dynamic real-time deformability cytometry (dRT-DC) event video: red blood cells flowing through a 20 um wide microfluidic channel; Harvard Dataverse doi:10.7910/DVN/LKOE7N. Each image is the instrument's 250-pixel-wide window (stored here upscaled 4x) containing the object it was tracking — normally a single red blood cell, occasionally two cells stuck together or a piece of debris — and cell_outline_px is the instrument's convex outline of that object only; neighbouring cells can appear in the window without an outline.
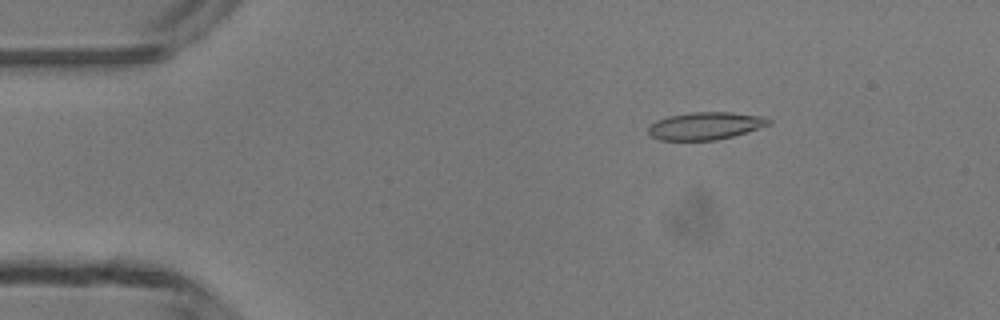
{"species": "common noctule bat (a hibernating species)", "species_latin": "Nyctalus noctula", "temperature_condition": "room temperature", "stored_images_in_passage": 49, "camera_frame_rate_fps": 3000, "um_per_image_px": 0.085, "animal": {"sex": "male", "body_mass_g": 13.3}, "frame": {"image": 1, "passage_image": 8, "time_ms": 2.333, "image_size_px": [1000, 320], "cell_outline_px": [[772, 124], [732, 136], [716, 140], [660, 140], [652, 136], [648, 132], [648, 128], [656, 120], [668, 116], [692, 112], [732, 112], [764, 116], [772, 120]], "centroid_in_image_um": [59.99, 10.69], "position_along_channel_um": 25.0, "area_um2": 19.31}}
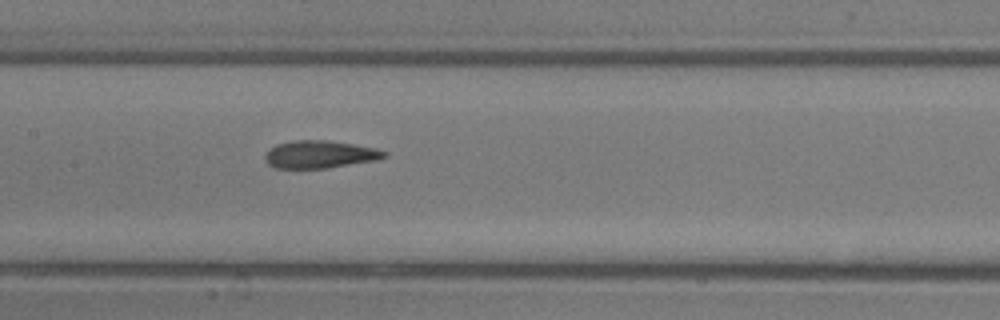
{"frame": {"image": 2, "passage_image": 24, "time_ms": 7.667, "image_size_px": [1000, 320], "cell_outline_px": [[388, 156], [376, 160], [328, 168], [276, 168], [268, 164], [264, 160], [264, 156], [276, 144], [292, 140], [328, 140], [376, 148], [388, 152]], "centroid_in_image_um": [27.2, 13.12], "position_along_channel_um": 180.2, "area_um2": 19.19}}
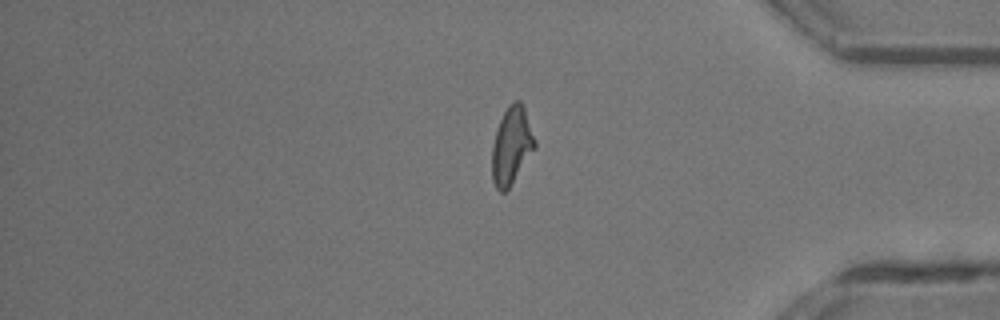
{"frame": {"image": 3, "passage_image": 41, "time_ms": 13.333, "image_size_px": [1000, 320], "cell_outline_px": [[536, 148], [508, 188], [504, 192], [500, 192], [496, 188], [492, 180], [492, 144], [500, 120], [508, 104], [512, 100], [520, 100], [524, 108], [536, 140]], "centroid_in_image_um": [43.48, 12.36], "position_along_channel_um": 391.7, "area_um2": 19.25}, "authors_computed_cell_mechanics": {"area_um2": 19.1318, "velocity_mm_per_s": 4.1846, "shape_relaxation_time_tau1_ms": 5.4232, "shape_relaxation_time_tau2_ms": 1.7444, "deformation_change_tau1": 0.1947, "deformation_change_tau2": 0.095}}